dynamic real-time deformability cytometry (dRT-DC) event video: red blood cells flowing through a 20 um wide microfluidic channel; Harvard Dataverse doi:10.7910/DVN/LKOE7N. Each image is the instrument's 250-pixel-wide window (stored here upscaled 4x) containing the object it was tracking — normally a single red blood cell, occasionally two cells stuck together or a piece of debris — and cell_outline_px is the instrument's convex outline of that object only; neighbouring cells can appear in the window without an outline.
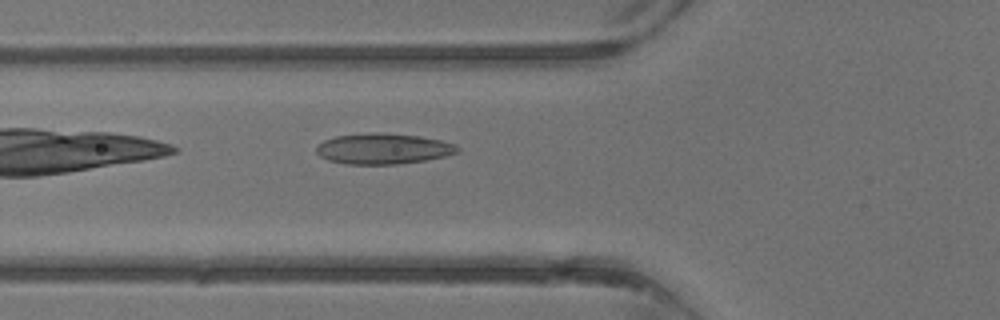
{"species": "common noctule bat (a hibernating species)", "species_latin": "Nyctalus noctula", "temperature_condition": "warm", "stored_images_in_passage": 3, "camera_frame_rate_fps": 3000, "um_per_image_px": 0.085, "animal": {"sex": "male", "body_mass_g": 13.3}, "frame": {"image": 1, "passage_image": 3, "time_ms": 2.333, "image_size_px": [1000, 320], "cell_outline_px": [[460, 152], [448, 156], [424, 160], [396, 164], [344, 164], [328, 160], [320, 156], [316, 152], [316, 148], [324, 140], [336, 136], [372, 132], [376, 132], [420, 136], [440, 140], [456, 144], [460, 148]], "centroid_in_image_um": [32.6, 12.64], "position_along_channel_um": 93.2, "area_um2": 25.32}}